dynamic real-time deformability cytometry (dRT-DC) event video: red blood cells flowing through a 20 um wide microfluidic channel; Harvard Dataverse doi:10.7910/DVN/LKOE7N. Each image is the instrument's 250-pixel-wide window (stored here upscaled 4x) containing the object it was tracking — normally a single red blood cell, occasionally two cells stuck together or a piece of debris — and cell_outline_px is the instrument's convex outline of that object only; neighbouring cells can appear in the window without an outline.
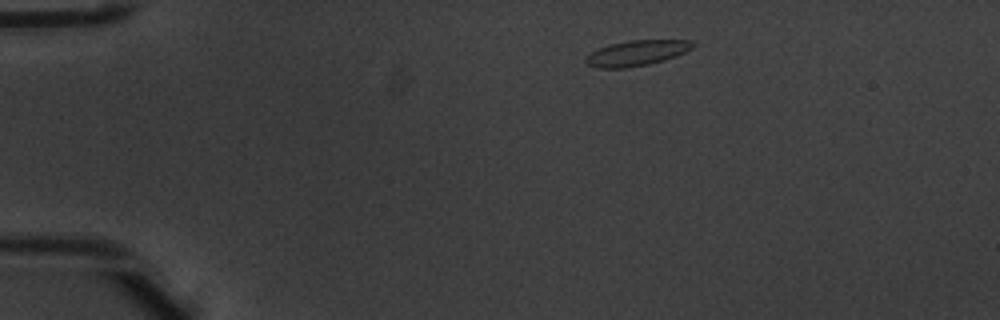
{"species": "common noctule bat (a hibernating species)", "species_latin": "Nyctalus noctula", "temperature_condition": "warm", "stored_images_in_passage": 4, "camera_frame_rate_fps": 3000, "um_per_image_px": 0.085, "animal": {"sex": "male", "body_mass_g": 20.1, "forearm_length_mm": 53.5}, "frame": {"image": 1, "passage_image": 1, "time_ms": 0.0, "image_size_px": [1000, 320], "cell_outline_px": [[696, 44], [692, 48], [676, 56], [664, 60], [648, 64], [628, 68], [600, 68], [588, 64], [584, 60], [592, 52], [608, 44], [628, 40], [696, 40]], "centroid_in_image_um": [54.17, 4.49], "position_along_channel_um": 30.8, "area_um2": 15.84}}
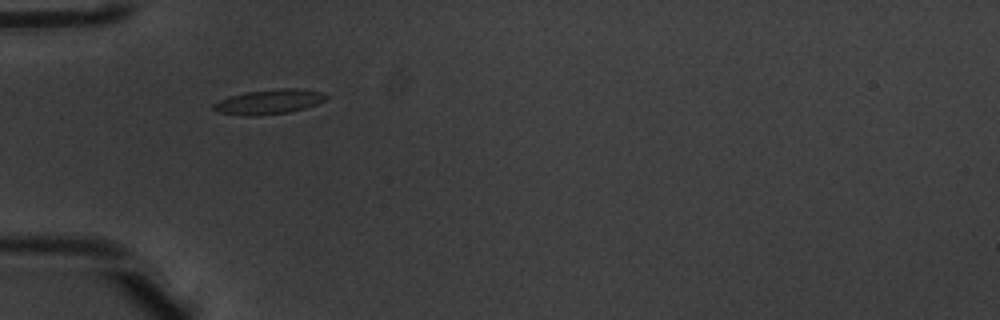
{"frame": {"image": 2, "passage_image": 3, "time_ms": 0.667, "image_size_px": [1000, 320], "cell_outline_px": [[328, 96], [324, 100], [316, 104], [304, 108], [288, 112], [248, 116], [244, 116], [216, 112], [212, 108], [212, 104], [228, 96], [244, 92], [280, 88], [300, 88], [320, 92]], "centroid_in_image_um": [22.8, 8.64], "position_along_channel_um": 62.2, "area_um2": 16.18}}